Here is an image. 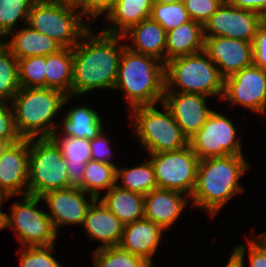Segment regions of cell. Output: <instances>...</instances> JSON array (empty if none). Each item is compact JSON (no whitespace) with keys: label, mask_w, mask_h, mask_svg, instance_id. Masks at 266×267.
Listing matches in <instances>:
<instances>
[{"label":"cell","mask_w":266,"mask_h":267,"mask_svg":"<svg viewBox=\"0 0 266 267\" xmlns=\"http://www.w3.org/2000/svg\"><path fill=\"white\" fill-rule=\"evenodd\" d=\"M70 187L65 159L52 138L29 139L28 195Z\"/></svg>","instance_id":"obj_8"},{"label":"cell","mask_w":266,"mask_h":267,"mask_svg":"<svg viewBox=\"0 0 266 267\" xmlns=\"http://www.w3.org/2000/svg\"><path fill=\"white\" fill-rule=\"evenodd\" d=\"M153 165L157 186L192 195L196 184L200 159L190 145L176 150L149 154Z\"/></svg>","instance_id":"obj_10"},{"label":"cell","mask_w":266,"mask_h":267,"mask_svg":"<svg viewBox=\"0 0 266 267\" xmlns=\"http://www.w3.org/2000/svg\"><path fill=\"white\" fill-rule=\"evenodd\" d=\"M84 41H83V40ZM73 48L72 97L95 89L115 86L119 61L125 45L121 35L93 33L91 28ZM121 42V43H120Z\"/></svg>","instance_id":"obj_1"},{"label":"cell","mask_w":266,"mask_h":267,"mask_svg":"<svg viewBox=\"0 0 266 267\" xmlns=\"http://www.w3.org/2000/svg\"><path fill=\"white\" fill-rule=\"evenodd\" d=\"M203 51L218 67L224 79L253 65L251 42L223 36H204Z\"/></svg>","instance_id":"obj_14"},{"label":"cell","mask_w":266,"mask_h":267,"mask_svg":"<svg viewBox=\"0 0 266 267\" xmlns=\"http://www.w3.org/2000/svg\"><path fill=\"white\" fill-rule=\"evenodd\" d=\"M203 24L190 20L166 32V62L203 50Z\"/></svg>","instance_id":"obj_24"},{"label":"cell","mask_w":266,"mask_h":267,"mask_svg":"<svg viewBox=\"0 0 266 267\" xmlns=\"http://www.w3.org/2000/svg\"><path fill=\"white\" fill-rule=\"evenodd\" d=\"M116 179L117 182L119 179L122 181V185H118L120 188L143 195L158 188L155 171L150 159L133 168L119 169L117 166Z\"/></svg>","instance_id":"obj_30"},{"label":"cell","mask_w":266,"mask_h":267,"mask_svg":"<svg viewBox=\"0 0 266 267\" xmlns=\"http://www.w3.org/2000/svg\"><path fill=\"white\" fill-rule=\"evenodd\" d=\"M184 1L185 0H154V2L163 3V4L176 3V2H184Z\"/></svg>","instance_id":"obj_48"},{"label":"cell","mask_w":266,"mask_h":267,"mask_svg":"<svg viewBox=\"0 0 266 267\" xmlns=\"http://www.w3.org/2000/svg\"><path fill=\"white\" fill-rule=\"evenodd\" d=\"M266 238V231L261 233Z\"/></svg>","instance_id":"obj_49"},{"label":"cell","mask_w":266,"mask_h":267,"mask_svg":"<svg viewBox=\"0 0 266 267\" xmlns=\"http://www.w3.org/2000/svg\"><path fill=\"white\" fill-rule=\"evenodd\" d=\"M22 203L11 206L10 214H6V228L15 230L22 247L55 245L59 237L53 228L51 219L37 205L43 202L41 197L24 195Z\"/></svg>","instance_id":"obj_9"},{"label":"cell","mask_w":266,"mask_h":267,"mask_svg":"<svg viewBox=\"0 0 266 267\" xmlns=\"http://www.w3.org/2000/svg\"><path fill=\"white\" fill-rule=\"evenodd\" d=\"M150 18L156 21L166 32L191 20L184 2L167 4L154 2Z\"/></svg>","instance_id":"obj_34"},{"label":"cell","mask_w":266,"mask_h":267,"mask_svg":"<svg viewBox=\"0 0 266 267\" xmlns=\"http://www.w3.org/2000/svg\"><path fill=\"white\" fill-rule=\"evenodd\" d=\"M63 118L62 137L92 140L104 130L100 115L88 106L72 107Z\"/></svg>","instance_id":"obj_27"},{"label":"cell","mask_w":266,"mask_h":267,"mask_svg":"<svg viewBox=\"0 0 266 267\" xmlns=\"http://www.w3.org/2000/svg\"><path fill=\"white\" fill-rule=\"evenodd\" d=\"M145 195L120 188L118 184L106 191L100 201L124 224L144 218Z\"/></svg>","instance_id":"obj_26"},{"label":"cell","mask_w":266,"mask_h":267,"mask_svg":"<svg viewBox=\"0 0 266 267\" xmlns=\"http://www.w3.org/2000/svg\"><path fill=\"white\" fill-rule=\"evenodd\" d=\"M250 267H266V238L258 234L249 241Z\"/></svg>","instance_id":"obj_42"},{"label":"cell","mask_w":266,"mask_h":267,"mask_svg":"<svg viewBox=\"0 0 266 267\" xmlns=\"http://www.w3.org/2000/svg\"><path fill=\"white\" fill-rule=\"evenodd\" d=\"M163 231L156 223L144 218L134 221L124 225L119 246L131 254L145 258L153 265L152 258L158 245H160Z\"/></svg>","instance_id":"obj_20"},{"label":"cell","mask_w":266,"mask_h":267,"mask_svg":"<svg viewBox=\"0 0 266 267\" xmlns=\"http://www.w3.org/2000/svg\"><path fill=\"white\" fill-rule=\"evenodd\" d=\"M10 144L11 143L8 140L0 138V158Z\"/></svg>","instance_id":"obj_47"},{"label":"cell","mask_w":266,"mask_h":267,"mask_svg":"<svg viewBox=\"0 0 266 267\" xmlns=\"http://www.w3.org/2000/svg\"><path fill=\"white\" fill-rule=\"evenodd\" d=\"M225 0H185V8L191 20L205 24Z\"/></svg>","instance_id":"obj_37"},{"label":"cell","mask_w":266,"mask_h":267,"mask_svg":"<svg viewBox=\"0 0 266 267\" xmlns=\"http://www.w3.org/2000/svg\"><path fill=\"white\" fill-rule=\"evenodd\" d=\"M249 168L243 155L200 160L196 184L190 197L192 206L200 207L214 217L232 196L243 191L239 179Z\"/></svg>","instance_id":"obj_2"},{"label":"cell","mask_w":266,"mask_h":267,"mask_svg":"<svg viewBox=\"0 0 266 267\" xmlns=\"http://www.w3.org/2000/svg\"><path fill=\"white\" fill-rule=\"evenodd\" d=\"M161 104L164 112L156 109V105L129 110L135 132L148 154L176 151L189 145L188 138L182 133L170 110Z\"/></svg>","instance_id":"obj_7"},{"label":"cell","mask_w":266,"mask_h":267,"mask_svg":"<svg viewBox=\"0 0 266 267\" xmlns=\"http://www.w3.org/2000/svg\"><path fill=\"white\" fill-rule=\"evenodd\" d=\"M188 195L179 191L156 188L145 195L144 219L152 221L167 230L179 218L188 204Z\"/></svg>","instance_id":"obj_18"},{"label":"cell","mask_w":266,"mask_h":267,"mask_svg":"<svg viewBox=\"0 0 266 267\" xmlns=\"http://www.w3.org/2000/svg\"><path fill=\"white\" fill-rule=\"evenodd\" d=\"M73 50L62 48L45 56V88H52L72 96Z\"/></svg>","instance_id":"obj_28"},{"label":"cell","mask_w":266,"mask_h":267,"mask_svg":"<svg viewBox=\"0 0 266 267\" xmlns=\"http://www.w3.org/2000/svg\"><path fill=\"white\" fill-rule=\"evenodd\" d=\"M121 36L133 42L131 46L125 45L129 50L166 62V31L151 18L130 27Z\"/></svg>","instance_id":"obj_21"},{"label":"cell","mask_w":266,"mask_h":267,"mask_svg":"<svg viewBox=\"0 0 266 267\" xmlns=\"http://www.w3.org/2000/svg\"><path fill=\"white\" fill-rule=\"evenodd\" d=\"M107 139L109 138H106L103 130L97 137L90 140L91 160L114 164L110 160L112 152L109 144L111 143Z\"/></svg>","instance_id":"obj_41"},{"label":"cell","mask_w":266,"mask_h":267,"mask_svg":"<svg viewBox=\"0 0 266 267\" xmlns=\"http://www.w3.org/2000/svg\"><path fill=\"white\" fill-rule=\"evenodd\" d=\"M54 245L22 247L17 252L20 255V267H57L59 262L51 253Z\"/></svg>","instance_id":"obj_36"},{"label":"cell","mask_w":266,"mask_h":267,"mask_svg":"<svg viewBox=\"0 0 266 267\" xmlns=\"http://www.w3.org/2000/svg\"><path fill=\"white\" fill-rule=\"evenodd\" d=\"M227 1L236 8L257 12L266 19V0H227Z\"/></svg>","instance_id":"obj_43"},{"label":"cell","mask_w":266,"mask_h":267,"mask_svg":"<svg viewBox=\"0 0 266 267\" xmlns=\"http://www.w3.org/2000/svg\"><path fill=\"white\" fill-rule=\"evenodd\" d=\"M18 60L0 41V102L9 103L20 89Z\"/></svg>","instance_id":"obj_31"},{"label":"cell","mask_w":266,"mask_h":267,"mask_svg":"<svg viewBox=\"0 0 266 267\" xmlns=\"http://www.w3.org/2000/svg\"><path fill=\"white\" fill-rule=\"evenodd\" d=\"M236 126L229 118L213 111L189 145L200 160L226 155H243Z\"/></svg>","instance_id":"obj_11"},{"label":"cell","mask_w":266,"mask_h":267,"mask_svg":"<svg viewBox=\"0 0 266 267\" xmlns=\"http://www.w3.org/2000/svg\"><path fill=\"white\" fill-rule=\"evenodd\" d=\"M116 164L90 160L83 173V191L90 197L100 199V191L109 190L117 184Z\"/></svg>","instance_id":"obj_29"},{"label":"cell","mask_w":266,"mask_h":267,"mask_svg":"<svg viewBox=\"0 0 266 267\" xmlns=\"http://www.w3.org/2000/svg\"><path fill=\"white\" fill-rule=\"evenodd\" d=\"M25 26L17 29L16 33L10 32L5 37L13 34L9 41H2L17 60L31 56H47L63 48L54 39L32 29L27 24Z\"/></svg>","instance_id":"obj_22"},{"label":"cell","mask_w":266,"mask_h":267,"mask_svg":"<svg viewBox=\"0 0 266 267\" xmlns=\"http://www.w3.org/2000/svg\"><path fill=\"white\" fill-rule=\"evenodd\" d=\"M154 0H116L106 17L111 25L102 32L122 35L130 27L150 18Z\"/></svg>","instance_id":"obj_25"},{"label":"cell","mask_w":266,"mask_h":267,"mask_svg":"<svg viewBox=\"0 0 266 267\" xmlns=\"http://www.w3.org/2000/svg\"><path fill=\"white\" fill-rule=\"evenodd\" d=\"M82 226L91 240L102 242L97 248L119 246L124 230V224L99 199L90 206Z\"/></svg>","instance_id":"obj_19"},{"label":"cell","mask_w":266,"mask_h":267,"mask_svg":"<svg viewBox=\"0 0 266 267\" xmlns=\"http://www.w3.org/2000/svg\"><path fill=\"white\" fill-rule=\"evenodd\" d=\"M207 96L183 92H164L162 103L170 110L188 140L203 126L213 112L207 107Z\"/></svg>","instance_id":"obj_17"},{"label":"cell","mask_w":266,"mask_h":267,"mask_svg":"<svg viewBox=\"0 0 266 267\" xmlns=\"http://www.w3.org/2000/svg\"><path fill=\"white\" fill-rule=\"evenodd\" d=\"M253 45V64L266 70V19L258 27Z\"/></svg>","instance_id":"obj_40"},{"label":"cell","mask_w":266,"mask_h":267,"mask_svg":"<svg viewBox=\"0 0 266 267\" xmlns=\"http://www.w3.org/2000/svg\"><path fill=\"white\" fill-rule=\"evenodd\" d=\"M57 133L55 132L51 138L62 151L69 185L83 190V173L87 162L91 160L90 140L61 135L58 137Z\"/></svg>","instance_id":"obj_23"},{"label":"cell","mask_w":266,"mask_h":267,"mask_svg":"<svg viewBox=\"0 0 266 267\" xmlns=\"http://www.w3.org/2000/svg\"><path fill=\"white\" fill-rule=\"evenodd\" d=\"M222 100L266 113V70L253 64L226 77Z\"/></svg>","instance_id":"obj_13"},{"label":"cell","mask_w":266,"mask_h":267,"mask_svg":"<svg viewBox=\"0 0 266 267\" xmlns=\"http://www.w3.org/2000/svg\"><path fill=\"white\" fill-rule=\"evenodd\" d=\"M264 20L257 12L239 9L224 1L203 25L204 36H223L252 43Z\"/></svg>","instance_id":"obj_12"},{"label":"cell","mask_w":266,"mask_h":267,"mask_svg":"<svg viewBox=\"0 0 266 267\" xmlns=\"http://www.w3.org/2000/svg\"><path fill=\"white\" fill-rule=\"evenodd\" d=\"M246 247L244 245L235 246L232 255L230 256L228 263L225 267H244V257L246 252Z\"/></svg>","instance_id":"obj_44"},{"label":"cell","mask_w":266,"mask_h":267,"mask_svg":"<svg viewBox=\"0 0 266 267\" xmlns=\"http://www.w3.org/2000/svg\"><path fill=\"white\" fill-rule=\"evenodd\" d=\"M164 75V92L193 93L209 97L221 95L222 99L224 78L203 50L165 62ZM173 85L181 90L175 91L172 89Z\"/></svg>","instance_id":"obj_5"},{"label":"cell","mask_w":266,"mask_h":267,"mask_svg":"<svg viewBox=\"0 0 266 267\" xmlns=\"http://www.w3.org/2000/svg\"><path fill=\"white\" fill-rule=\"evenodd\" d=\"M34 1L0 0V41L14 31L17 21L23 20L24 24H27L28 14Z\"/></svg>","instance_id":"obj_33"},{"label":"cell","mask_w":266,"mask_h":267,"mask_svg":"<svg viewBox=\"0 0 266 267\" xmlns=\"http://www.w3.org/2000/svg\"><path fill=\"white\" fill-rule=\"evenodd\" d=\"M86 194L80 188L68 187L47 192L41 196L50 210L47 215L57 234L61 225H83L90 206L97 199L90 197L91 201L87 200Z\"/></svg>","instance_id":"obj_15"},{"label":"cell","mask_w":266,"mask_h":267,"mask_svg":"<svg viewBox=\"0 0 266 267\" xmlns=\"http://www.w3.org/2000/svg\"><path fill=\"white\" fill-rule=\"evenodd\" d=\"M83 18L76 6L35 0L28 14L27 25L54 39L63 48H73L89 30Z\"/></svg>","instance_id":"obj_6"},{"label":"cell","mask_w":266,"mask_h":267,"mask_svg":"<svg viewBox=\"0 0 266 267\" xmlns=\"http://www.w3.org/2000/svg\"><path fill=\"white\" fill-rule=\"evenodd\" d=\"M49 1L73 5L80 10V0H49Z\"/></svg>","instance_id":"obj_46"},{"label":"cell","mask_w":266,"mask_h":267,"mask_svg":"<svg viewBox=\"0 0 266 267\" xmlns=\"http://www.w3.org/2000/svg\"><path fill=\"white\" fill-rule=\"evenodd\" d=\"M165 63L124 47L119 61L114 90H123L128 109L155 105L163 101Z\"/></svg>","instance_id":"obj_3"},{"label":"cell","mask_w":266,"mask_h":267,"mask_svg":"<svg viewBox=\"0 0 266 267\" xmlns=\"http://www.w3.org/2000/svg\"><path fill=\"white\" fill-rule=\"evenodd\" d=\"M0 102V138L8 140L11 144L18 142L21 137L18 135L14 125V112L12 106Z\"/></svg>","instance_id":"obj_38"},{"label":"cell","mask_w":266,"mask_h":267,"mask_svg":"<svg viewBox=\"0 0 266 267\" xmlns=\"http://www.w3.org/2000/svg\"><path fill=\"white\" fill-rule=\"evenodd\" d=\"M116 0H80V11L84 17L90 18V22H95L96 18L107 13L113 8ZM87 15V16H86Z\"/></svg>","instance_id":"obj_39"},{"label":"cell","mask_w":266,"mask_h":267,"mask_svg":"<svg viewBox=\"0 0 266 267\" xmlns=\"http://www.w3.org/2000/svg\"><path fill=\"white\" fill-rule=\"evenodd\" d=\"M21 88H45V56H31L18 60Z\"/></svg>","instance_id":"obj_35"},{"label":"cell","mask_w":266,"mask_h":267,"mask_svg":"<svg viewBox=\"0 0 266 267\" xmlns=\"http://www.w3.org/2000/svg\"><path fill=\"white\" fill-rule=\"evenodd\" d=\"M72 96L52 88H20L12 99L14 125L21 139L51 138L52 119Z\"/></svg>","instance_id":"obj_4"},{"label":"cell","mask_w":266,"mask_h":267,"mask_svg":"<svg viewBox=\"0 0 266 267\" xmlns=\"http://www.w3.org/2000/svg\"><path fill=\"white\" fill-rule=\"evenodd\" d=\"M8 199L7 197H2L0 199V230L6 228V213L1 211L2 204L5 202L4 200Z\"/></svg>","instance_id":"obj_45"},{"label":"cell","mask_w":266,"mask_h":267,"mask_svg":"<svg viewBox=\"0 0 266 267\" xmlns=\"http://www.w3.org/2000/svg\"><path fill=\"white\" fill-rule=\"evenodd\" d=\"M92 254L95 267H153L145 258L120 246L97 248Z\"/></svg>","instance_id":"obj_32"},{"label":"cell","mask_w":266,"mask_h":267,"mask_svg":"<svg viewBox=\"0 0 266 267\" xmlns=\"http://www.w3.org/2000/svg\"><path fill=\"white\" fill-rule=\"evenodd\" d=\"M28 164L29 139L10 144L0 158V194L3 197L28 195Z\"/></svg>","instance_id":"obj_16"}]
</instances>
